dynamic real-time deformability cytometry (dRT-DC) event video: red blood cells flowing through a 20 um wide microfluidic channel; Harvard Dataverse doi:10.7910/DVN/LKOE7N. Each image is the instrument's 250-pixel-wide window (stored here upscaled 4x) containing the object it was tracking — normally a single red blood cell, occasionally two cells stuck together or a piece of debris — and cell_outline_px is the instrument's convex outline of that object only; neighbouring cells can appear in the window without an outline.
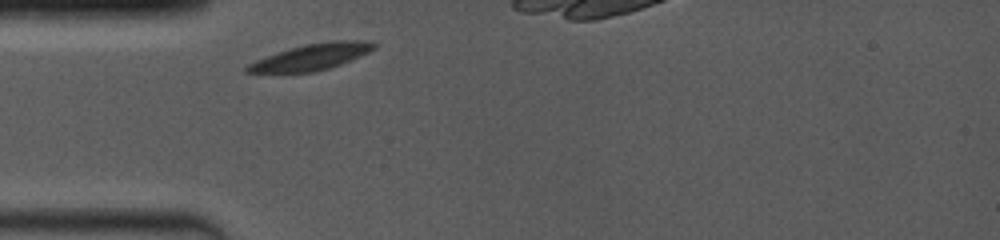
{"species": "common noctule bat (a hibernating species)", "species_latin": "Nyctalus noctula", "temperature_condition": "room temperature", "stored_images_in_passage": 1, "camera_frame_rate_fps": 4000, "um_per_image_px": 0.085, "animal": {"sex": "female", "body_mass_g": 19.0, "forearm_length_mm": 53.3}, "frame": {"image": 1, "passage_image": 1, "time_ms": 0.0, "image_size_px": [1000, 240], "cell_outline_px": [[376, 48], [360, 56], [340, 64], [316, 72], [244, 72], [244, 68], [248, 64], [256, 60], [304, 44], [332, 40], [372, 40], [376, 44]], "centroid_in_image_um": [26.54, 4.82], "position_along_channel_um": 58.5, "area_um2": 19.13}}